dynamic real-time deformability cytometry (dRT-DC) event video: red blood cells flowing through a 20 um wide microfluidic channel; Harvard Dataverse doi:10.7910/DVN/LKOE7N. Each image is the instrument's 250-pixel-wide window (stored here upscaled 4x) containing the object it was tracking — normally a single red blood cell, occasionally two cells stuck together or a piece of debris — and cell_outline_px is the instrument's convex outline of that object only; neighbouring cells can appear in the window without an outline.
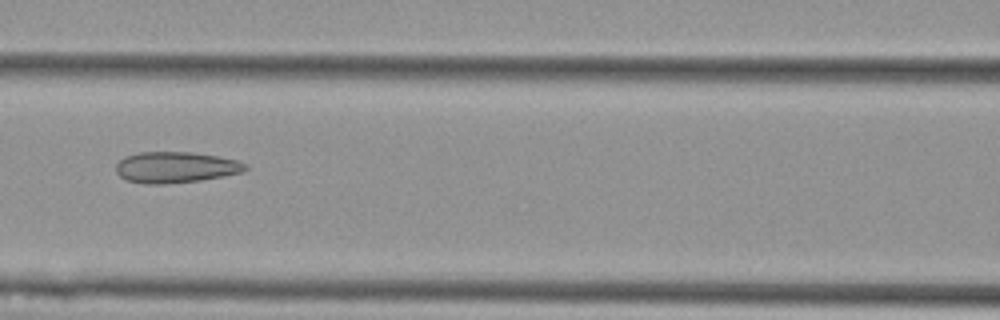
{"species": "Egyptian fruit bat (a non-hibernating species)", "species_latin": "Rousettus aegyptiacus", "temperature_condition": "cold", "stored_images_in_passage": 8, "camera_frame_rate_fps": 3000, "um_per_image_px": 0.085, "animal": {"sex": "female"}, "frame": {"image": 1, "passage_image": 6, "time_ms": 1.667, "image_size_px": [1000, 320], "cell_outline_px": [[248, 168], [244, 172], [224, 176], [200, 180], [164, 184], [144, 184], [124, 180], [116, 172], [116, 164], [124, 156], [140, 152], [192, 152], [216, 156], [236, 160], [248, 164]], "centroid_in_image_um": [14.92, 14.22], "position_along_channel_um": 151.7, "area_um2": 23.58}}
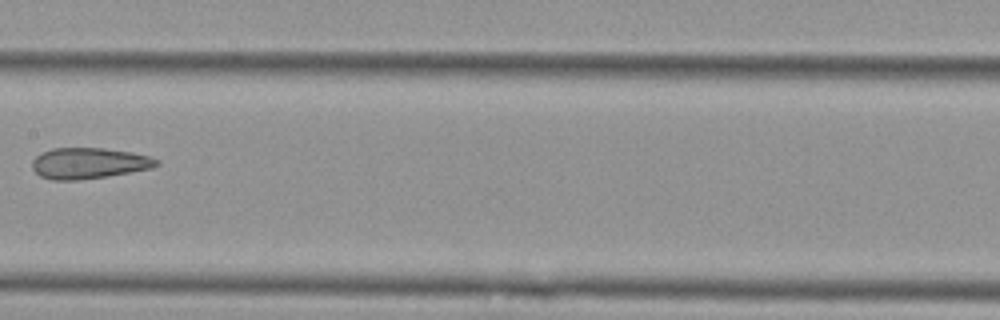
{"frame": {"image": 2, "passage_image": 7, "time_ms": 2.0, "image_size_px": [1000, 320], "cell_outline_px": [[160, 164], [152, 168], [108, 176], [76, 180], [52, 180], [40, 176], [32, 168], [32, 160], [36, 156], [52, 148], [104, 148], [132, 152], [152, 156], [160, 160]], "centroid_in_image_um": [7.59, 13.87], "position_along_channel_um": 199.8, "area_um2": 22.54}}
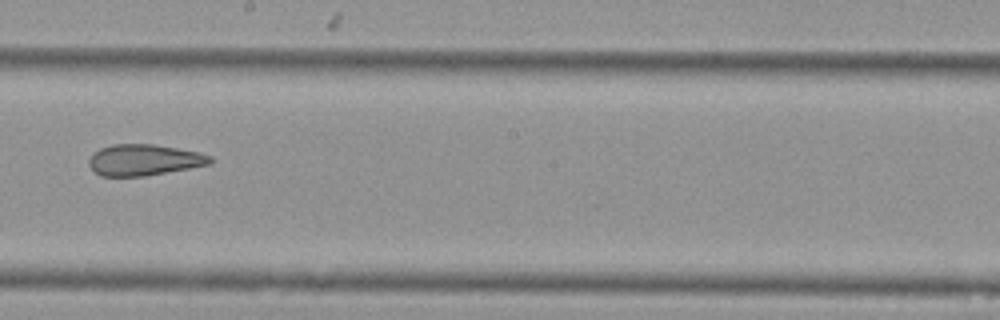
{"frame": {"image": 3, "passage_image": 8, "time_ms": 2.333, "image_size_px": [1000, 320], "cell_outline_px": [[212, 164], [144, 176], [100, 176], [88, 164], [88, 160], [92, 152], [100, 148], [112, 144], [156, 144], [200, 152], [212, 156]], "centroid_in_image_um": [12.25, 13.58], "position_along_channel_um": 236.0, "area_um2": 22.2}}